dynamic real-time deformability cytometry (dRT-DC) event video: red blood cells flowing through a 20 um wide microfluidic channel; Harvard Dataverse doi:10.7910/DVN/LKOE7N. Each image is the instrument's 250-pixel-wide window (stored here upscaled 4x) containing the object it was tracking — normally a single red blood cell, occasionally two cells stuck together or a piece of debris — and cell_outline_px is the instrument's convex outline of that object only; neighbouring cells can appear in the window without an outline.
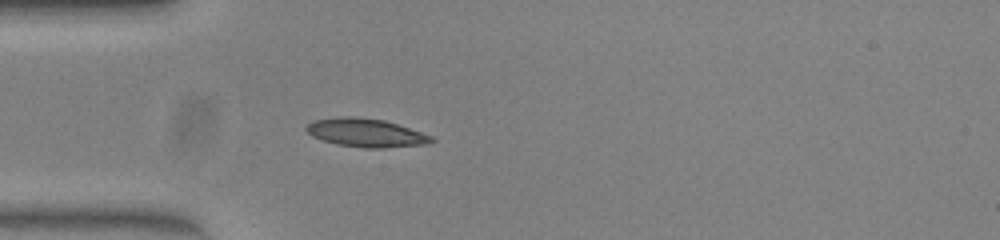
{"species": "common noctule bat (a hibernating species)", "species_latin": "Nyctalus noctula", "temperature_condition": "warm", "stored_images_in_passage": 37, "camera_frame_rate_fps": 3000, "um_per_image_px": 0.085, "animal": {"sex": "female", "body_mass_g": 23.0, "forearm_length_mm": 53.4}, "frame": {"image": 1, "passage_image": 1, "time_ms": 0.0, "image_size_px": [1000, 240], "cell_outline_px": [[436, 140], [428, 144], [384, 148], [364, 148], [336, 144], [320, 140], [312, 136], [304, 128], [312, 120], [340, 116], [352, 116], [384, 120], [432, 136]], "centroid_in_image_um": [31.06, 11.29], "position_along_channel_um": 53.9, "area_um2": 20.81}}
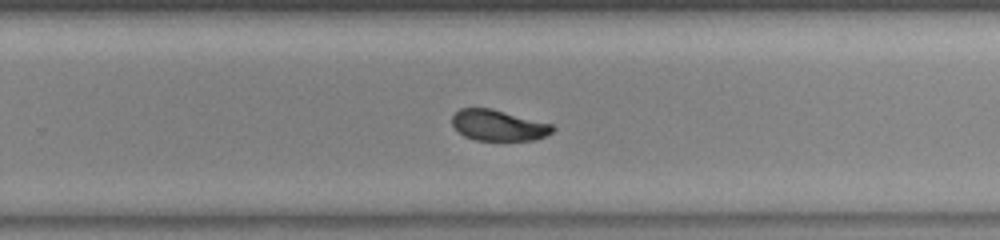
{"frame": {"image": 2, "passage_image": 19, "time_ms": 6.0, "image_size_px": [1000, 240], "cell_outline_px": [[556, 128], [552, 132], [536, 140], [476, 140], [464, 136], [452, 124], [452, 116], [460, 108], [492, 108], [552, 124]], "centroid_in_image_um": [42.37, 10.65], "position_along_channel_um": 287.4, "area_um2": 18.03}}
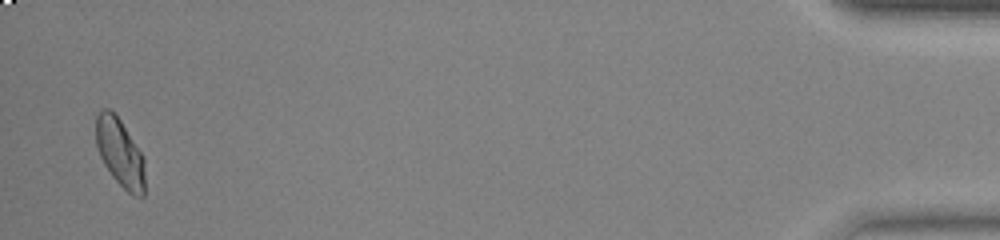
{"frame": {"image": 3, "passage_image": 36, "time_ms": 11.667, "image_size_px": [1000, 240], "cell_outline_px": [[144, 196], [132, 196], [112, 176], [104, 164], [100, 156], [96, 144], [96, 116], [100, 108], [108, 108], [120, 120], [144, 156]], "centroid_in_image_um": [10.19, 12.97], "position_along_channel_um": 425.0, "area_um2": 19.36}, "authors_computed_cell_mechanics": {"area_um2": 19.363, "velocity_mm_per_s": 4.011, "shape_relaxation_time_tau1_ms": 3.6378, "shape_relaxation_time_tau2_ms": 1.4397, "deformation_change_tau1": 0.1523, "deformation_change_tau2": 0.0461}}